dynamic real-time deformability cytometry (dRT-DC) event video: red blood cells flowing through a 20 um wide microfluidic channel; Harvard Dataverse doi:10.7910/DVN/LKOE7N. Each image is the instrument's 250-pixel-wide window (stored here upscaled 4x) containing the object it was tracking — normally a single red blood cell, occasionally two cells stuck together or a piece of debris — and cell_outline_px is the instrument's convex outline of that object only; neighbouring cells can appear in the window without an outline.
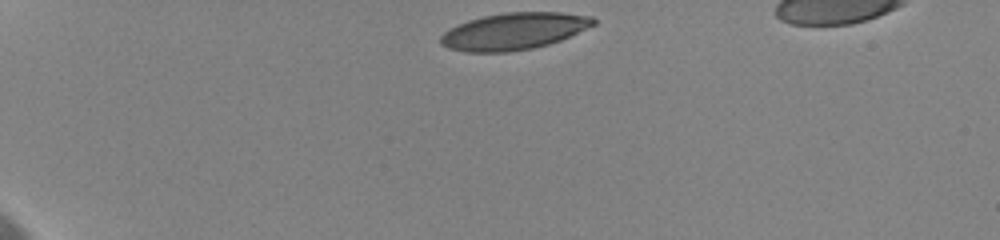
{"species": "human", "species_latin": "Homo sapiens", "temperature_condition": "cold", "stored_images_in_passage": 9, "camera_frame_rate_fps": 3000, "um_per_image_px": 0.085, "donor": {"sex": "female"}, "frame": {"image": 1, "passage_image": 1, "time_ms": 0.0, "image_size_px": [1000, 240], "cell_outline_px": [[596, 24], [560, 40], [548, 44], [532, 48], [508, 52], [464, 52], [448, 48], [440, 44], [440, 36], [444, 32], [468, 20], [484, 16], [508, 12], [560, 12], [592, 16], [596, 20]], "centroid_in_image_um": [43.68, 2.66], "position_along_channel_um": 41.3, "area_um2": 32.66}}